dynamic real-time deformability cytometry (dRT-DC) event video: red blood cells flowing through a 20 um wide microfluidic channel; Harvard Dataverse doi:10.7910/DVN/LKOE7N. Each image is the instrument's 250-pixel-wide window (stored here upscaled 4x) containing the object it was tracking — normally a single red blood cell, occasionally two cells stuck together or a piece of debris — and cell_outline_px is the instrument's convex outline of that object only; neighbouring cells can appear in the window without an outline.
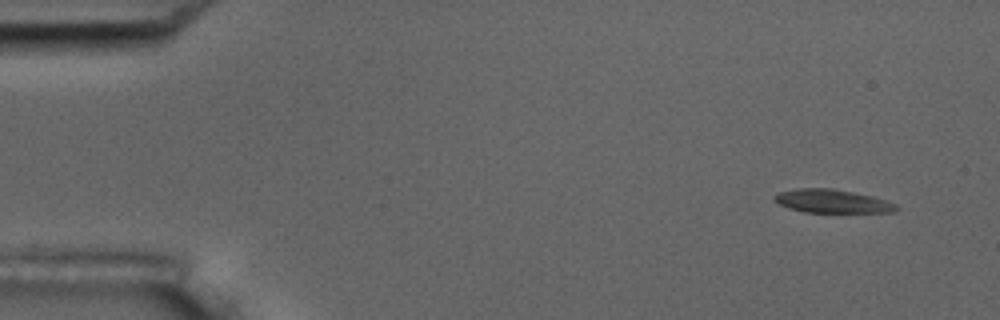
{"species": "common noctule bat (a hibernating species)", "species_latin": "Nyctalus noctula", "temperature_condition": "room temperature", "stored_images_in_passage": 5, "camera_frame_rate_fps": 3000, "um_per_image_px": 0.085, "animal": {"sex": "male", "body_mass_g": 17.5, "forearm_length_mm": 52.3}, "frame": {"image": 1, "passage_image": 1, "time_ms": 0.0, "image_size_px": [1000, 320], "cell_outline_px": [[900, 208], [892, 212], [804, 212], [788, 208], [772, 200], [772, 196], [776, 192], [796, 188], [832, 188], [872, 196], [896, 204]], "centroid_in_image_um": [70.66, 17.09], "position_along_channel_um": 14.3, "area_um2": 16.7}}
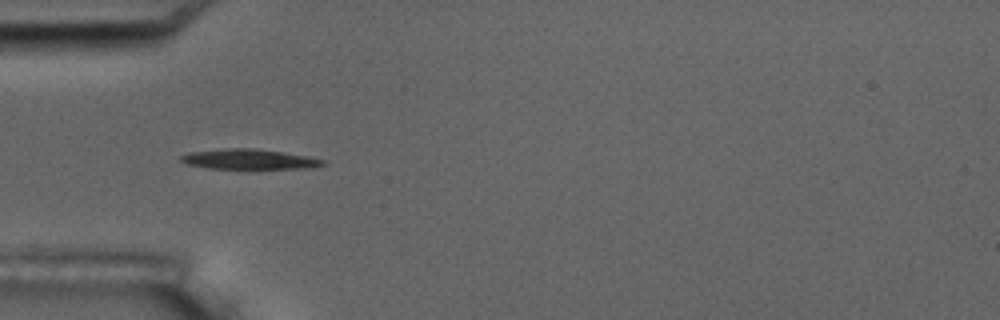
{"frame": {"image": 2, "passage_image": 4, "time_ms": 4.333, "image_size_px": [1000, 320], "cell_outline_px": [[328, 164], [312, 168], [208, 168], [184, 164], [180, 160], [180, 156], [188, 152], [224, 148], [256, 148], [284, 152], [308, 156], [328, 160]], "centroid_in_image_um": [21.21, 13.52], "position_along_channel_um": 63.8, "area_um2": 16.88}}